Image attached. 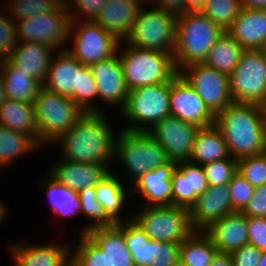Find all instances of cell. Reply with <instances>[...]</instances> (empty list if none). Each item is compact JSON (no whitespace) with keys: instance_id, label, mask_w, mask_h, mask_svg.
Masks as SVG:
<instances>
[{"instance_id":"6da1fadb","label":"cell","mask_w":266,"mask_h":266,"mask_svg":"<svg viewBox=\"0 0 266 266\" xmlns=\"http://www.w3.org/2000/svg\"><path fill=\"white\" fill-rule=\"evenodd\" d=\"M231 157L263 153L266 146V121L256 103L232 102L215 117Z\"/></svg>"},{"instance_id":"7a4b0ae2","label":"cell","mask_w":266,"mask_h":266,"mask_svg":"<svg viewBox=\"0 0 266 266\" xmlns=\"http://www.w3.org/2000/svg\"><path fill=\"white\" fill-rule=\"evenodd\" d=\"M102 113L85 114L60 141L64 160L80 163L107 164L115 155L116 140Z\"/></svg>"},{"instance_id":"3957f363","label":"cell","mask_w":266,"mask_h":266,"mask_svg":"<svg viewBox=\"0 0 266 266\" xmlns=\"http://www.w3.org/2000/svg\"><path fill=\"white\" fill-rule=\"evenodd\" d=\"M176 46L173 52L178 72L187 65L203 63L224 31L201 11L177 15Z\"/></svg>"},{"instance_id":"277c9868","label":"cell","mask_w":266,"mask_h":266,"mask_svg":"<svg viewBox=\"0 0 266 266\" xmlns=\"http://www.w3.org/2000/svg\"><path fill=\"white\" fill-rule=\"evenodd\" d=\"M124 80L128 91L141 86L171 81L179 72L173 53L133 47L120 55Z\"/></svg>"},{"instance_id":"5b68a950","label":"cell","mask_w":266,"mask_h":266,"mask_svg":"<svg viewBox=\"0 0 266 266\" xmlns=\"http://www.w3.org/2000/svg\"><path fill=\"white\" fill-rule=\"evenodd\" d=\"M34 107L39 128V146L48 141L54 142L85 115L70 98L43 86L35 98Z\"/></svg>"},{"instance_id":"8992f818","label":"cell","mask_w":266,"mask_h":266,"mask_svg":"<svg viewBox=\"0 0 266 266\" xmlns=\"http://www.w3.org/2000/svg\"><path fill=\"white\" fill-rule=\"evenodd\" d=\"M177 15L155 6L139 8L132 31L125 39L133 47L173 53L176 46Z\"/></svg>"},{"instance_id":"52a82bcc","label":"cell","mask_w":266,"mask_h":266,"mask_svg":"<svg viewBox=\"0 0 266 266\" xmlns=\"http://www.w3.org/2000/svg\"><path fill=\"white\" fill-rule=\"evenodd\" d=\"M170 90L171 81L141 86L128 91L126 105L121 111L125 118L135 124L127 125L125 130L145 132L169 116Z\"/></svg>"},{"instance_id":"ba28073f","label":"cell","mask_w":266,"mask_h":266,"mask_svg":"<svg viewBox=\"0 0 266 266\" xmlns=\"http://www.w3.org/2000/svg\"><path fill=\"white\" fill-rule=\"evenodd\" d=\"M115 143V157L126 165L131 183L147 171L169 162L163 147L147 131L122 130Z\"/></svg>"},{"instance_id":"9c48e42d","label":"cell","mask_w":266,"mask_h":266,"mask_svg":"<svg viewBox=\"0 0 266 266\" xmlns=\"http://www.w3.org/2000/svg\"><path fill=\"white\" fill-rule=\"evenodd\" d=\"M71 2H62L53 12L45 13L16 22L17 39L20 42L48 44L55 50L74 33L77 20L69 15ZM19 22V23H18ZM66 40V41H64Z\"/></svg>"},{"instance_id":"30bf717a","label":"cell","mask_w":266,"mask_h":266,"mask_svg":"<svg viewBox=\"0 0 266 266\" xmlns=\"http://www.w3.org/2000/svg\"><path fill=\"white\" fill-rule=\"evenodd\" d=\"M132 220L150 240L180 244L193 231L189 210L178 206H146Z\"/></svg>"},{"instance_id":"8fae6325","label":"cell","mask_w":266,"mask_h":266,"mask_svg":"<svg viewBox=\"0 0 266 266\" xmlns=\"http://www.w3.org/2000/svg\"><path fill=\"white\" fill-rule=\"evenodd\" d=\"M234 102L258 104L266 94V54L263 49L244 50L229 75Z\"/></svg>"},{"instance_id":"7c38bea8","label":"cell","mask_w":266,"mask_h":266,"mask_svg":"<svg viewBox=\"0 0 266 266\" xmlns=\"http://www.w3.org/2000/svg\"><path fill=\"white\" fill-rule=\"evenodd\" d=\"M179 74L194 88L215 117L234 102L227 74L218 72L204 63L187 65Z\"/></svg>"},{"instance_id":"4fadbf2b","label":"cell","mask_w":266,"mask_h":266,"mask_svg":"<svg viewBox=\"0 0 266 266\" xmlns=\"http://www.w3.org/2000/svg\"><path fill=\"white\" fill-rule=\"evenodd\" d=\"M126 222L124 239L135 266H179L180 244L150 240L132 217Z\"/></svg>"},{"instance_id":"5bb4252c","label":"cell","mask_w":266,"mask_h":266,"mask_svg":"<svg viewBox=\"0 0 266 266\" xmlns=\"http://www.w3.org/2000/svg\"><path fill=\"white\" fill-rule=\"evenodd\" d=\"M77 29L73 48L66 50L81 64L90 66L118 52L121 41L98 23L85 20Z\"/></svg>"},{"instance_id":"9a60e30c","label":"cell","mask_w":266,"mask_h":266,"mask_svg":"<svg viewBox=\"0 0 266 266\" xmlns=\"http://www.w3.org/2000/svg\"><path fill=\"white\" fill-rule=\"evenodd\" d=\"M199 128L169 115L147 132L163 147L169 161L180 163L190 160Z\"/></svg>"},{"instance_id":"2e32d148","label":"cell","mask_w":266,"mask_h":266,"mask_svg":"<svg viewBox=\"0 0 266 266\" xmlns=\"http://www.w3.org/2000/svg\"><path fill=\"white\" fill-rule=\"evenodd\" d=\"M170 115L200 128L215 124V116L179 73L171 80Z\"/></svg>"},{"instance_id":"e0dca14e","label":"cell","mask_w":266,"mask_h":266,"mask_svg":"<svg viewBox=\"0 0 266 266\" xmlns=\"http://www.w3.org/2000/svg\"><path fill=\"white\" fill-rule=\"evenodd\" d=\"M234 212L228 186H209L190 208V224L194 231H204L212 223Z\"/></svg>"},{"instance_id":"ac0fdd59","label":"cell","mask_w":266,"mask_h":266,"mask_svg":"<svg viewBox=\"0 0 266 266\" xmlns=\"http://www.w3.org/2000/svg\"><path fill=\"white\" fill-rule=\"evenodd\" d=\"M58 53L57 58L49 63L47 79L42 86L70 98L79 107V82L83 64L66 49Z\"/></svg>"},{"instance_id":"d6986e66","label":"cell","mask_w":266,"mask_h":266,"mask_svg":"<svg viewBox=\"0 0 266 266\" xmlns=\"http://www.w3.org/2000/svg\"><path fill=\"white\" fill-rule=\"evenodd\" d=\"M117 54L89 67L97 85L99 100L111 105L120 104L123 109L127 102L128 89Z\"/></svg>"},{"instance_id":"ffe728a7","label":"cell","mask_w":266,"mask_h":266,"mask_svg":"<svg viewBox=\"0 0 266 266\" xmlns=\"http://www.w3.org/2000/svg\"><path fill=\"white\" fill-rule=\"evenodd\" d=\"M173 205L190 208L208 188L203 166L190 161L177 163L172 178Z\"/></svg>"},{"instance_id":"44dd1931","label":"cell","mask_w":266,"mask_h":266,"mask_svg":"<svg viewBox=\"0 0 266 266\" xmlns=\"http://www.w3.org/2000/svg\"><path fill=\"white\" fill-rule=\"evenodd\" d=\"M62 162V163H61ZM50 171V175L60 184L75 192L95 188L111 173L107 164L80 163L63 160Z\"/></svg>"},{"instance_id":"7402d4cb","label":"cell","mask_w":266,"mask_h":266,"mask_svg":"<svg viewBox=\"0 0 266 266\" xmlns=\"http://www.w3.org/2000/svg\"><path fill=\"white\" fill-rule=\"evenodd\" d=\"M145 0H107L93 20L119 41L126 39Z\"/></svg>"},{"instance_id":"603a6c76","label":"cell","mask_w":266,"mask_h":266,"mask_svg":"<svg viewBox=\"0 0 266 266\" xmlns=\"http://www.w3.org/2000/svg\"><path fill=\"white\" fill-rule=\"evenodd\" d=\"M204 232L211 238L218 252L231 254L248 244L247 216L238 211L225 215Z\"/></svg>"},{"instance_id":"cb8c5ba5","label":"cell","mask_w":266,"mask_h":266,"mask_svg":"<svg viewBox=\"0 0 266 266\" xmlns=\"http://www.w3.org/2000/svg\"><path fill=\"white\" fill-rule=\"evenodd\" d=\"M52 51L55 49L48 44L18 41L6 59L43 85L47 79Z\"/></svg>"},{"instance_id":"d4e9b609","label":"cell","mask_w":266,"mask_h":266,"mask_svg":"<svg viewBox=\"0 0 266 266\" xmlns=\"http://www.w3.org/2000/svg\"><path fill=\"white\" fill-rule=\"evenodd\" d=\"M226 32L245 50L264 49L266 44V9L242 8Z\"/></svg>"},{"instance_id":"484cf974","label":"cell","mask_w":266,"mask_h":266,"mask_svg":"<svg viewBox=\"0 0 266 266\" xmlns=\"http://www.w3.org/2000/svg\"><path fill=\"white\" fill-rule=\"evenodd\" d=\"M177 163H168L147 171L136 182L134 193H141L147 199L146 206H171L173 205V193L171 178Z\"/></svg>"},{"instance_id":"4316f807","label":"cell","mask_w":266,"mask_h":266,"mask_svg":"<svg viewBox=\"0 0 266 266\" xmlns=\"http://www.w3.org/2000/svg\"><path fill=\"white\" fill-rule=\"evenodd\" d=\"M106 253L111 266H135L124 239L121 222L108 227H98L86 233Z\"/></svg>"},{"instance_id":"83f0119b","label":"cell","mask_w":266,"mask_h":266,"mask_svg":"<svg viewBox=\"0 0 266 266\" xmlns=\"http://www.w3.org/2000/svg\"><path fill=\"white\" fill-rule=\"evenodd\" d=\"M16 266H70L69 247L60 245L10 246Z\"/></svg>"},{"instance_id":"f1b7e54d","label":"cell","mask_w":266,"mask_h":266,"mask_svg":"<svg viewBox=\"0 0 266 266\" xmlns=\"http://www.w3.org/2000/svg\"><path fill=\"white\" fill-rule=\"evenodd\" d=\"M0 125L29 135L39 145L34 103L6 98L0 105Z\"/></svg>"},{"instance_id":"f546056e","label":"cell","mask_w":266,"mask_h":266,"mask_svg":"<svg viewBox=\"0 0 266 266\" xmlns=\"http://www.w3.org/2000/svg\"><path fill=\"white\" fill-rule=\"evenodd\" d=\"M228 157L230 154L221 130L215 124L199 128L189 161L203 166Z\"/></svg>"},{"instance_id":"4dcf8cb0","label":"cell","mask_w":266,"mask_h":266,"mask_svg":"<svg viewBox=\"0 0 266 266\" xmlns=\"http://www.w3.org/2000/svg\"><path fill=\"white\" fill-rule=\"evenodd\" d=\"M1 71L6 98L34 103L38 91L42 87L41 83L14 67L7 59H3Z\"/></svg>"},{"instance_id":"1f68e13d","label":"cell","mask_w":266,"mask_h":266,"mask_svg":"<svg viewBox=\"0 0 266 266\" xmlns=\"http://www.w3.org/2000/svg\"><path fill=\"white\" fill-rule=\"evenodd\" d=\"M217 248L204 231H193L180 243L179 266H204L212 263Z\"/></svg>"},{"instance_id":"d6a6232c","label":"cell","mask_w":266,"mask_h":266,"mask_svg":"<svg viewBox=\"0 0 266 266\" xmlns=\"http://www.w3.org/2000/svg\"><path fill=\"white\" fill-rule=\"evenodd\" d=\"M244 50L236 40L224 32L209 50L203 63L229 76L239 63Z\"/></svg>"},{"instance_id":"836d02e7","label":"cell","mask_w":266,"mask_h":266,"mask_svg":"<svg viewBox=\"0 0 266 266\" xmlns=\"http://www.w3.org/2000/svg\"><path fill=\"white\" fill-rule=\"evenodd\" d=\"M97 202L103 207L105 214L114 222H121L119 211L125 202V193L122 183L110 174L95 187Z\"/></svg>"},{"instance_id":"e575fe53","label":"cell","mask_w":266,"mask_h":266,"mask_svg":"<svg viewBox=\"0 0 266 266\" xmlns=\"http://www.w3.org/2000/svg\"><path fill=\"white\" fill-rule=\"evenodd\" d=\"M40 147L42 145L39 146L29 135L0 125V168L13 162L18 156Z\"/></svg>"},{"instance_id":"d590c367","label":"cell","mask_w":266,"mask_h":266,"mask_svg":"<svg viewBox=\"0 0 266 266\" xmlns=\"http://www.w3.org/2000/svg\"><path fill=\"white\" fill-rule=\"evenodd\" d=\"M42 184H44L43 187L47 188L50 205L54 212L63 216H73L81 212L78 192L60 184L51 175Z\"/></svg>"},{"instance_id":"8d00e7d4","label":"cell","mask_w":266,"mask_h":266,"mask_svg":"<svg viewBox=\"0 0 266 266\" xmlns=\"http://www.w3.org/2000/svg\"><path fill=\"white\" fill-rule=\"evenodd\" d=\"M240 0H206L201 12L226 32L238 17Z\"/></svg>"},{"instance_id":"74e56055","label":"cell","mask_w":266,"mask_h":266,"mask_svg":"<svg viewBox=\"0 0 266 266\" xmlns=\"http://www.w3.org/2000/svg\"><path fill=\"white\" fill-rule=\"evenodd\" d=\"M81 241L70 255V266H111L106 253L87 235L81 234Z\"/></svg>"},{"instance_id":"f35d334b","label":"cell","mask_w":266,"mask_h":266,"mask_svg":"<svg viewBox=\"0 0 266 266\" xmlns=\"http://www.w3.org/2000/svg\"><path fill=\"white\" fill-rule=\"evenodd\" d=\"M81 203V213L94 219L90 226L83 228L81 234H86L89 230L98 227H108L115 223L105 214L103 207L97 202L95 188H87L78 192Z\"/></svg>"},{"instance_id":"ab89813d","label":"cell","mask_w":266,"mask_h":266,"mask_svg":"<svg viewBox=\"0 0 266 266\" xmlns=\"http://www.w3.org/2000/svg\"><path fill=\"white\" fill-rule=\"evenodd\" d=\"M64 1L66 2V0H11L7 10L13 13L10 15L14 16L13 20L16 22L30 16L51 13Z\"/></svg>"},{"instance_id":"60d3db41","label":"cell","mask_w":266,"mask_h":266,"mask_svg":"<svg viewBox=\"0 0 266 266\" xmlns=\"http://www.w3.org/2000/svg\"><path fill=\"white\" fill-rule=\"evenodd\" d=\"M237 170L254 187L266 184V156L264 153L237 159Z\"/></svg>"},{"instance_id":"b9f144b4","label":"cell","mask_w":266,"mask_h":266,"mask_svg":"<svg viewBox=\"0 0 266 266\" xmlns=\"http://www.w3.org/2000/svg\"><path fill=\"white\" fill-rule=\"evenodd\" d=\"M209 186L228 185L232 177L238 172L237 159L224 158L203 165Z\"/></svg>"},{"instance_id":"7bdbcfd3","label":"cell","mask_w":266,"mask_h":266,"mask_svg":"<svg viewBox=\"0 0 266 266\" xmlns=\"http://www.w3.org/2000/svg\"><path fill=\"white\" fill-rule=\"evenodd\" d=\"M98 97V89L89 66L81 67L79 82V108L85 113H102L101 109L94 108L92 98ZM91 103V104H90ZM93 105V106H92Z\"/></svg>"},{"instance_id":"ee69618b","label":"cell","mask_w":266,"mask_h":266,"mask_svg":"<svg viewBox=\"0 0 266 266\" xmlns=\"http://www.w3.org/2000/svg\"><path fill=\"white\" fill-rule=\"evenodd\" d=\"M227 186L230 190L233 209L241 212L253 197L255 187L238 172L232 177Z\"/></svg>"},{"instance_id":"f6af8a7d","label":"cell","mask_w":266,"mask_h":266,"mask_svg":"<svg viewBox=\"0 0 266 266\" xmlns=\"http://www.w3.org/2000/svg\"><path fill=\"white\" fill-rule=\"evenodd\" d=\"M18 43L16 22L0 14V55L6 59Z\"/></svg>"},{"instance_id":"bcb514c9","label":"cell","mask_w":266,"mask_h":266,"mask_svg":"<svg viewBox=\"0 0 266 266\" xmlns=\"http://www.w3.org/2000/svg\"><path fill=\"white\" fill-rule=\"evenodd\" d=\"M248 244L266 250V217H247Z\"/></svg>"},{"instance_id":"7dc6e473","label":"cell","mask_w":266,"mask_h":266,"mask_svg":"<svg viewBox=\"0 0 266 266\" xmlns=\"http://www.w3.org/2000/svg\"><path fill=\"white\" fill-rule=\"evenodd\" d=\"M241 212L247 217H266V184L255 187L253 197Z\"/></svg>"},{"instance_id":"c3c4849f","label":"cell","mask_w":266,"mask_h":266,"mask_svg":"<svg viewBox=\"0 0 266 266\" xmlns=\"http://www.w3.org/2000/svg\"><path fill=\"white\" fill-rule=\"evenodd\" d=\"M262 251L257 247L245 244L231 253L233 266H257Z\"/></svg>"},{"instance_id":"681fc988","label":"cell","mask_w":266,"mask_h":266,"mask_svg":"<svg viewBox=\"0 0 266 266\" xmlns=\"http://www.w3.org/2000/svg\"><path fill=\"white\" fill-rule=\"evenodd\" d=\"M73 1L75 8H77V13H69L71 20H77V14H84L86 20H94L103 5L106 3L107 0H71ZM77 6V7H76ZM77 17V18H76ZM88 18V19H87Z\"/></svg>"},{"instance_id":"f907efd6","label":"cell","mask_w":266,"mask_h":266,"mask_svg":"<svg viewBox=\"0 0 266 266\" xmlns=\"http://www.w3.org/2000/svg\"><path fill=\"white\" fill-rule=\"evenodd\" d=\"M149 1H155L157 5L156 7L170 12L174 13L175 15H180L184 13V0H147Z\"/></svg>"},{"instance_id":"816d5d0a","label":"cell","mask_w":266,"mask_h":266,"mask_svg":"<svg viewBox=\"0 0 266 266\" xmlns=\"http://www.w3.org/2000/svg\"><path fill=\"white\" fill-rule=\"evenodd\" d=\"M211 266H233V258L230 253L216 252Z\"/></svg>"},{"instance_id":"f5cc1de1","label":"cell","mask_w":266,"mask_h":266,"mask_svg":"<svg viewBox=\"0 0 266 266\" xmlns=\"http://www.w3.org/2000/svg\"><path fill=\"white\" fill-rule=\"evenodd\" d=\"M206 0H184V12H199L205 6Z\"/></svg>"},{"instance_id":"db71d44e","label":"cell","mask_w":266,"mask_h":266,"mask_svg":"<svg viewBox=\"0 0 266 266\" xmlns=\"http://www.w3.org/2000/svg\"><path fill=\"white\" fill-rule=\"evenodd\" d=\"M242 8L266 9V0H240Z\"/></svg>"},{"instance_id":"11a10c76","label":"cell","mask_w":266,"mask_h":266,"mask_svg":"<svg viewBox=\"0 0 266 266\" xmlns=\"http://www.w3.org/2000/svg\"><path fill=\"white\" fill-rule=\"evenodd\" d=\"M6 99L5 90H4V78L0 67V105Z\"/></svg>"},{"instance_id":"9f6ffc18","label":"cell","mask_w":266,"mask_h":266,"mask_svg":"<svg viewBox=\"0 0 266 266\" xmlns=\"http://www.w3.org/2000/svg\"><path fill=\"white\" fill-rule=\"evenodd\" d=\"M258 106L260 108V112L262 113L263 118L266 121V94L263 99L258 103Z\"/></svg>"},{"instance_id":"6f0895ef","label":"cell","mask_w":266,"mask_h":266,"mask_svg":"<svg viewBox=\"0 0 266 266\" xmlns=\"http://www.w3.org/2000/svg\"><path fill=\"white\" fill-rule=\"evenodd\" d=\"M257 266H266V250L262 251V254H261V257H260V260Z\"/></svg>"},{"instance_id":"680465c9","label":"cell","mask_w":266,"mask_h":266,"mask_svg":"<svg viewBox=\"0 0 266 266\" xmlns=\"http://www.w3.org/2000/svg\"><path fill=\"white\" fill-rule=\"evenodd\" d=\"M5 210L6 208L4 207L3 203L0 202V222H2L4 216H5Z\"/></svg>"},{"instance_id":"91938a15","label":"cell","mask_w":266,"mask_h":266,"mask_svg":"<svg viewBox=\"0 0 266 266\" xmlns=\"http://www.w3.org/2000/svg\"><path fill=\"white\" fill-rule=\"evenodd\" d=\"M2 61H3V58L0 55V67H1Z\"/></svg>"},{"instance_id":"94428289","label":"cell","mask_w":266,"mask_h":266,"mask_svg":"<svg viewBox=\"0 0 266 266\" xmlns=\"http://www.w3.org/2000/svg\"><path fill=\"white\" fill-rule=\"evenodd\" d=\"M263 153H264V155L266 156V146H265V148H264V150H263Z\"/></svg>"},{"instance_id":"6125c7cd","label":"cell","mask_w":266,"mask_h":266,"mask_svg":"<svg viewBox=\"0 0 266 266\" xmlns=\"http://www.w3.org/2000/svg\"><path fill=\"white\" fill-rule=\"evenodd\" d=\"M263 50H264V52H265V54H266V44H265V47H264V49H263Z\"/></svg>"}]
</instances>
